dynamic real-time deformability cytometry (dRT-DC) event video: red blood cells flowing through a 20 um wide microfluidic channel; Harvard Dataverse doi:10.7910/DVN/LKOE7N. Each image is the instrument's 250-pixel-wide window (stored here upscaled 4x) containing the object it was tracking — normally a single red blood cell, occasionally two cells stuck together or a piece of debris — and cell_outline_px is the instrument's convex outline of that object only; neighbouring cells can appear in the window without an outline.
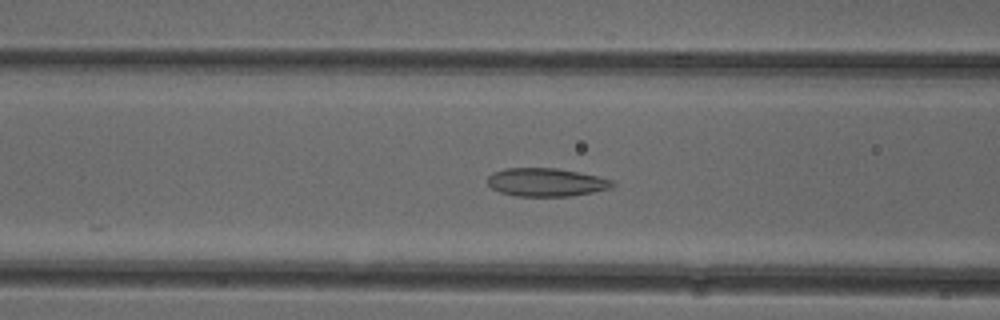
{"species": "common noctule bat (a hibernating species)", "species_latin": "Nyctalus noctula", "temperature_condition": "cold", "stored_images_in_passage": 29, "camera_frame_rate_fps": 3000, "um_per_image_px": 0.085, "animal": {"sex": "female"}, "frame": {"image": 1, "passage_image": 21, "time_ms": 6.667, "image_size_px": [1000, 320], "cell_outline_px": [[616, 184], [612, 188], [572, 196], [516, 196], [500, 192], [492, 188], [488, 184], [488, 176], [492, 172], [504, 168], [556, 168], [580, 172], [600, 176], [612, 180]], "centroid_in_image_um": [46.44, 15.48], "position_along_channel_um": 120.2, "area_um2": 20.75}}
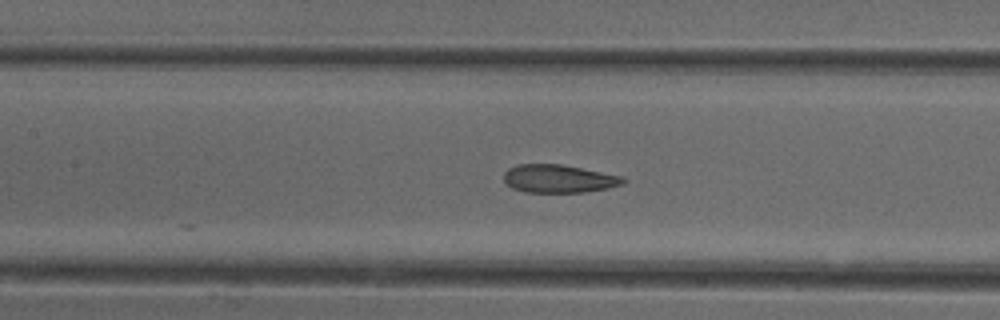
{"frame": {"image": 2, "passage_image": 24, "time_ms": 7.667, "image_size_px": [1000, 320], "cell_outline_px": [[628, 180], [624, 184], [608, 188], [584, 192], [524, 192], [512, 188], [504, 180], [504, 172], [508, 168], [516, 164], [564, 164], [624, 176]], "centroid_in_image_um": [47.53, 15.18], "position_along_channel_um": 159.9, "area_um2": 19.83}}
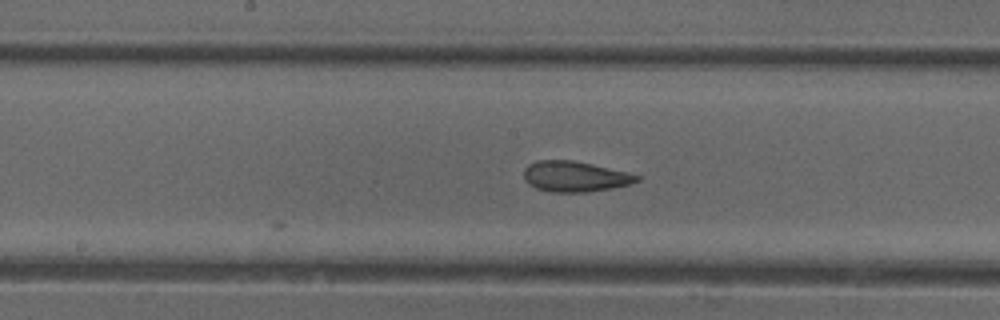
{"frame": {"image": 3, "passage_image": 27, "time_ms": 8.667, "image_size_px": [1000, 320], "cell_outline_px": [[640, 180], [632, 184], [612, 188], [584, 192], [552, 192], [536, 188], [528, 184], [524, 180], [524, 168], [528, 164], [536, 160], [572, 160], [592, 164], [628, 172], [640, 176]], "centroid_in_image_um": [48.86, 15.0], "position_along_channel_um": 199.3, "area_um2": 20.23}}